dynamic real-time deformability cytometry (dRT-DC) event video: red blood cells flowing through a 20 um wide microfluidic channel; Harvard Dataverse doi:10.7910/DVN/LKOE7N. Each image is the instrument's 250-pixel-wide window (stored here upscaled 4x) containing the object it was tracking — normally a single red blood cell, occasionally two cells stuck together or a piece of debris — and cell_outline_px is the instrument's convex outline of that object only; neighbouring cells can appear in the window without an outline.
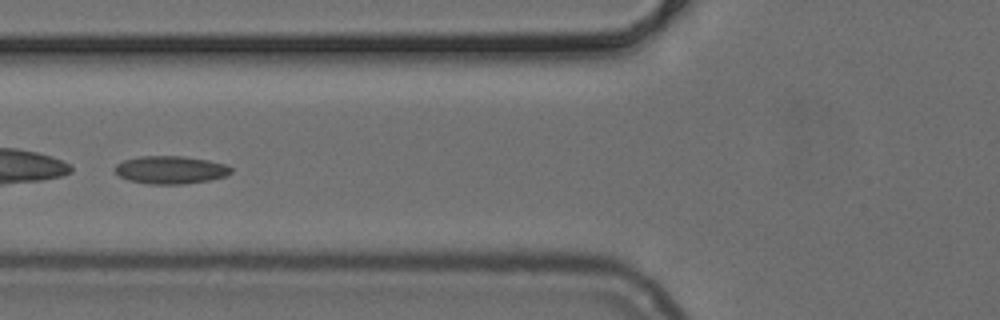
{"species": "common noctule bat (a hibernating species)", "species_latin": "Nyctalus noctula", "temperature_condition": "cold", "stored_images_in_passage": 49, "camera_frame_rate_fps": 3000, "um_per_image_px": 0.085, "animal": {"sex": "female", "body_mass_g": 24.6, "forearm_length_mm": 56.2}, "frame": {"image": 1, "passage_image": 19, "time_ms": 6.0, "image_size_px": [1000, 320], "cell_outline_px": [[232, 172], [224, 176], [208, 180], [184, 184], [148, 184], [128, 180], [120, 176], [112, 168], [116, 164], [124, 160], [140, 156], [184, 156], [208, 160], [224, 164], [232, 168]], "centroid_in_image_um": [14.46, 14.43], "position_along_channel_um": 111.3, "area_um2": 18.84}}
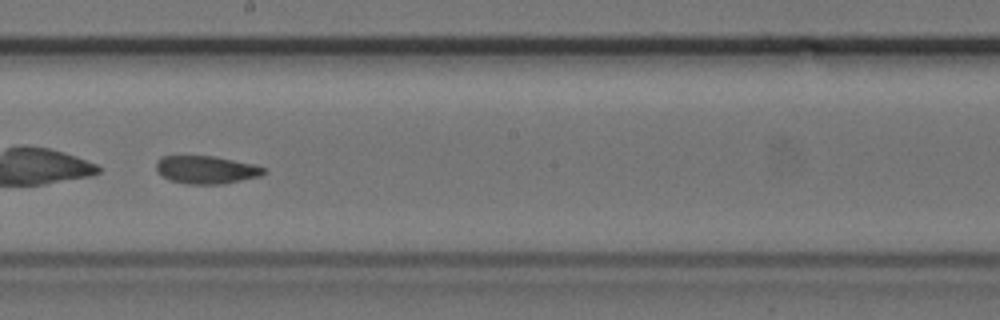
{"frame": {"image": 2, "passage_image": 28, "time_ms": 9.0, "image_size_px": [1000, 320], "cell_outline_px": [[268, 172], [260, 176], [220, 184], [188, 184], [168, 180], [156, 168], [156, 160], [160, 156], [216, 156], [256, 164], [264, 168]], "centroid_in_image_um": [17.55, 14.41], "position_along_channel_um": 230.7, "area_um2": 17.57}}
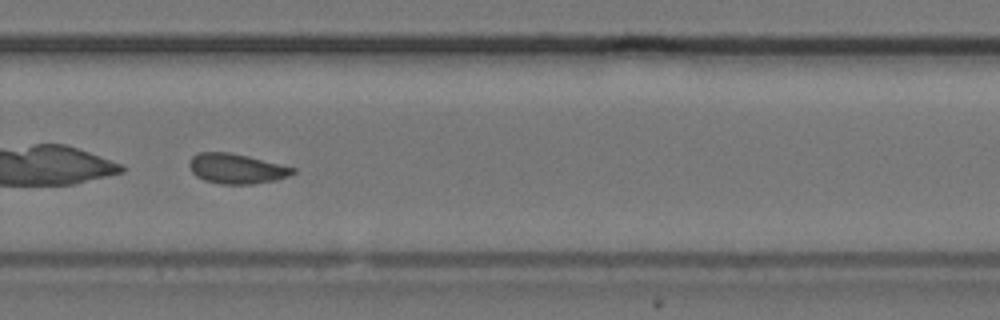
{"frame": {"image": 3, "passage_image": 34, "time_ms": 11.0, "image_size_px": [1000, 320], "cell_outline_px": [[296, 172], [288, 176], [276, 180], [252, 184], [220, 184], [204, 180], [196, 176], [192, 172], [188, 164], [192, 156], [200, 152], [228, 152], [248, 156], [296, 168]], "centroid_in_image_um": [20.09, 14.34], "position_along_channel_um": 309.7, "area_um2": 18.09}}